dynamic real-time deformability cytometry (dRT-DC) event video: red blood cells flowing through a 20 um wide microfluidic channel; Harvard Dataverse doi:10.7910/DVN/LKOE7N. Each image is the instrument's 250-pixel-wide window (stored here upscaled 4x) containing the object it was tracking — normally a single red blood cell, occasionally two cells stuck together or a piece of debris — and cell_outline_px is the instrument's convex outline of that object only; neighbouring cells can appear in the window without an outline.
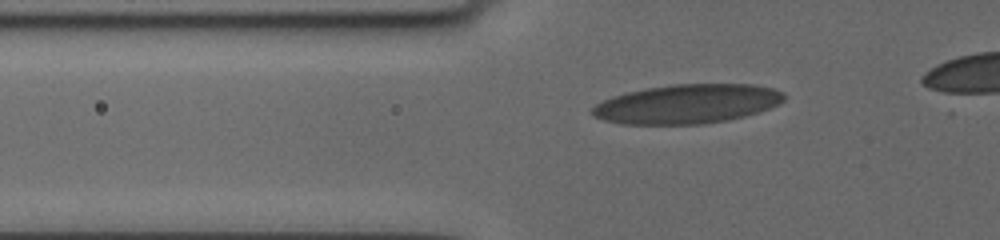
{"species": "human", "species_latin": "Homo sapiens", "temperature_condition": "cold", "stored_images_in_passage": 17, "segment_of_instrument_passage": [1, 2], "camera_frame_rate_fps": 3000, "um_per_image_px": 0.085, "donor": {"sex": "female"}, "frame": {"image": 1, "passage_image": 13, "time_ms": 4.667, "image_size_px": [1000, 240], "cell_outline_px": [[784, 100], [780, 104], [760, 112], [728, 120], [700, 124], [624, 124], [604, 120], [592, 116], [592, 108], [596, 104], [604, 100], [628, 92], [648, 88], [676, 84], [752, 84], [772, 88], [784, 92]], "centroid_in_image_um": [58.46, 8.84], "position_along_channel_um": 67.3, "area_um2": 43.64}}